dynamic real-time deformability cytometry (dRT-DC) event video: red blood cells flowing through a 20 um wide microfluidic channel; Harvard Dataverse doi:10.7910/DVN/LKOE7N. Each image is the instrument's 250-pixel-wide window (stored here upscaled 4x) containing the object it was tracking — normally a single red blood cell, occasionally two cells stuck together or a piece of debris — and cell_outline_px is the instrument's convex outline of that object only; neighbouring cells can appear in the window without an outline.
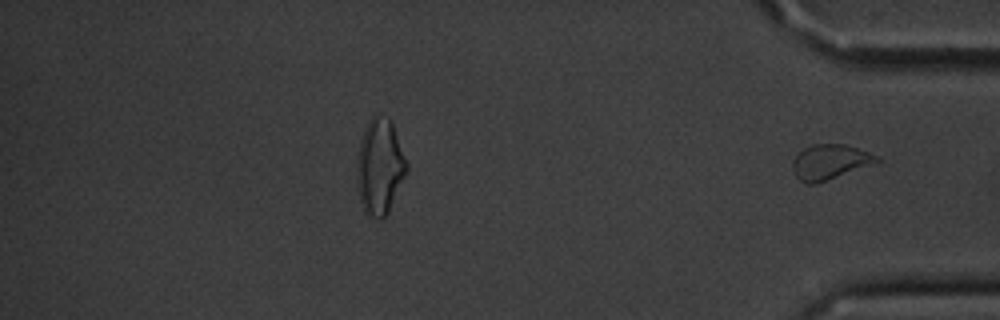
{"species": "common noctule bat (a hibernating species)", "species_latin": "Nyctalus noctula", "temperature_condition": "cold", "stored_images_in_passage": 48, "segment_of_instrument_passage": [2, 2], "camera_frame_rate_fps": 3000, "um_per_image_px": 0.085, "animal": {"sex": "male", "body_mass_g": 20.1, "forearm_length_mm": 53.5}, "frame": {"image": 1, "passage_image": 48, "time_ms": 15.667, "image_size_px": [1000, 320], "cell_outline_px": [[880, 164], [816, 184], [804, 184], [796, 176], [792, 168], [792, 160], [804, 148], [812, 144], [844, 144], [868, 152], [876, 156], [880, 160]], "centroid_in_image_um": [70.58, 13.8], "position_along_channel_um": 364.6, "area_um2": 17.57}}